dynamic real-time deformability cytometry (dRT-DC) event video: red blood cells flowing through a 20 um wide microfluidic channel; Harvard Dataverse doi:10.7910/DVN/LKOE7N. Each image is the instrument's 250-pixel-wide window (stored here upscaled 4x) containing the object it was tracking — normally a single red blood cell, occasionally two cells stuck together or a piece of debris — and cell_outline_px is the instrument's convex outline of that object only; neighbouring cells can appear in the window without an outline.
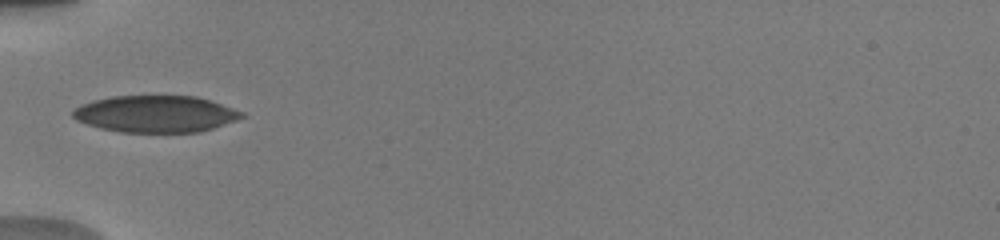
{"species": "human", "species_latin": "Homo sapiens", "temperature_condition": "warm", "stored_images_in_passage": 22, "camera_frame_rate_fps": 3000, "um_per_image_px": 0.085, "donor": {"sex": "male"}, "frame": {"image": 1, "passage_image": 1, "time_ms": 0.0, "image_size_px": [1000, 240], "cell_outline_px": [[244, 116], [236, 120], [200, 132], [120, 132], [100, 128], [76, 120], [72, 116], [72, 112], [80, 104], [92, 100], [112, 96], [196, 96], [244, 112]], "centroid_in_image_um": [13.19, 9.68], "position_along_channel_um": 71.8, "area_um2": 36.01}}
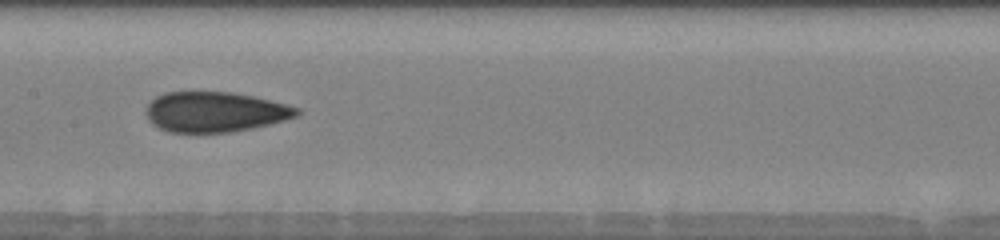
{"frame": {"image": 2, "passage_image": 8, "time_ms": 3.0, "image_size_px": [1000, 240], "cell_outline_px": [[300, 116], [252, 128], [232, 132], [168, 132], [152, 124], [148, 120], [144, 112], [148, 104], [156, 96], [164, 92], [232, 92], [252, 96], [288, 104], [300, 108]], "centroid_in_image_um": [18.27, 9.51], "position_along_channel_um": 189.1, "area_um2": 35.49}}
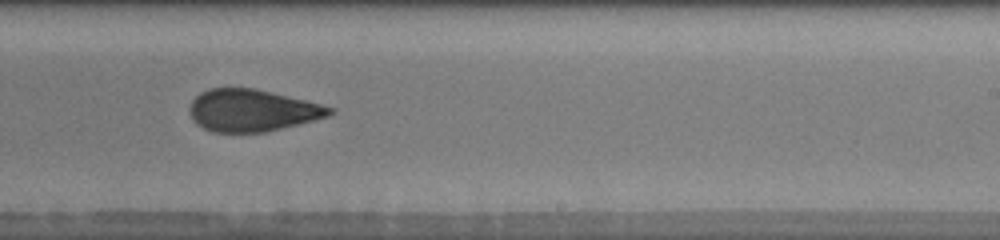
{"frame": {"image": 3, "passage_image": 18, "time_ms": 5.0, "image_size_px": [1000, 240], "cell_outline_px": [[336, 112], [328, 116], [264, 132], [212, 132], [196, 124], [192, 120], [188, 112], [188, 108], [192, 100], [200, 92], [208, 88], [256, 88], [336, 108]], "centroid_in_image_um": [21.38, 9.38], "position_along_channel_um": 267.6, "area_um2": 34.28}}